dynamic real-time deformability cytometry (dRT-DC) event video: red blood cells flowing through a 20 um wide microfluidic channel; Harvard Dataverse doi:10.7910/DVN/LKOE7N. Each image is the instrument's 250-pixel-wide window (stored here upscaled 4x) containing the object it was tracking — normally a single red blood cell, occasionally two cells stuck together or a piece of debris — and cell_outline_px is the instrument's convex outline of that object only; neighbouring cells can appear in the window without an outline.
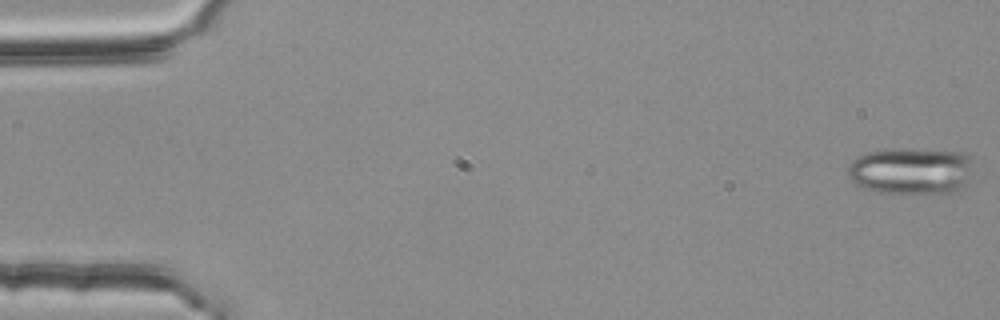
{"species": "common noctule bat (a hibernating species)", "species_latin": "Nyctalus noctula", "temperature_condition": "room temperature", "stored_images_in_passage": 4, "camera_frame_rate_fps": 3000, "um_per_image_px": 0.085, "animal": {"sex": "female", "body_mass_g": 25.1}, "frame": {"image": 1, "passage_image": 1, "time_ms": 0.0, "image_size_px": [1000, 320], "cell_outline_px": [[972, 160], [964, 188], [956, 192], [876, 192], [864, 188], [856, 184], [848, 176], [848, 164], [856, 156], [868, 152], [892, 148], [912, 148], [964, 152], [972, 156]], "centroid_in_image_um": [77.42, 14.49], "position_along_channel_um": 7.6, "area_um2": 34.39}}